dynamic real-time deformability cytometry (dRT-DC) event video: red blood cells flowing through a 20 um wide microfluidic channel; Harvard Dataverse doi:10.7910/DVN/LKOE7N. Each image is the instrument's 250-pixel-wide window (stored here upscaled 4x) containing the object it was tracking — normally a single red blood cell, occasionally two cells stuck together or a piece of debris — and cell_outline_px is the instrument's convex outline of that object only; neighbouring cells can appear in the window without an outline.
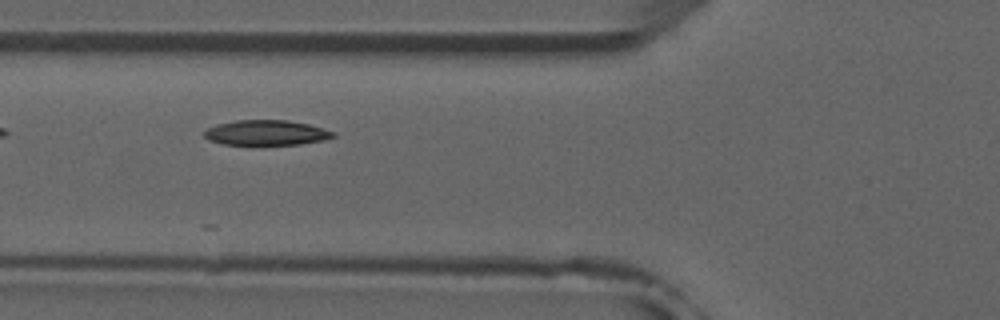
{"species": "common noctule bat (a hibernating species)", "species_latin": "Nyctalus noctula", "temperature_condition": "room temperature", "stored_images_in_passage": 6, "camera_frame_rate_fps": 3000, "um_per_image_px": 0.085, "animal": {"sex": "male", "forearm_length_mm": 52.5}, "frame": {"image": 1, "passage_image": 5, "time_ms": 4.667, "image_size_px": [1000, 320], "cell_outline_px": [[336, 136], [324, 140], [300, 144], [224, 144], [208, 140], [204, 136], [204, 132], [208, 128], [216, 124], [236, 120], [288, 120], [308, 124], [336, 132]], "centroid_in_image_um": [22.64, 11.27], "position_along_channel_um": 103.2, "area_um2": 18.79}}
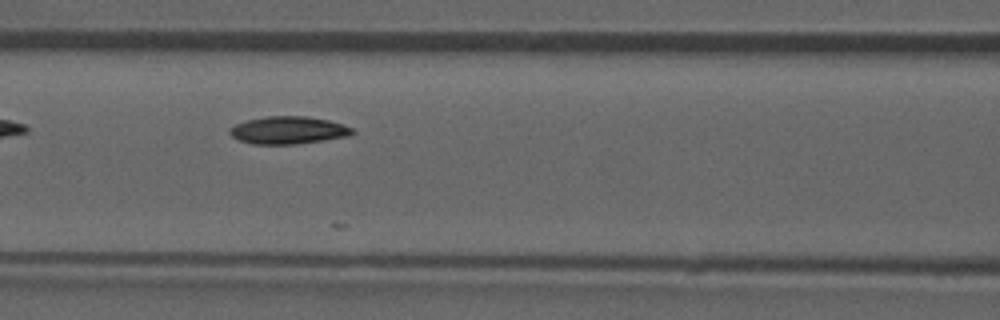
{"frame": {"image": 2, "passage_image": 6, "time_ms": 5.667, "image_size_px": [1000, 320], "cell_outline_px": [[356, 132], [348, 136], [296, 144], [252, 144], [240, 140], [232, 136], [228, 132], [236, 124], [248, 120], [268, 116], [308, 116], [328, 120], [344, 124], [352, 128]], "centroid_in_image_um": [24.54, 11.06], "position_along_channel_um": 142.1, "area_um2": 19.54}}